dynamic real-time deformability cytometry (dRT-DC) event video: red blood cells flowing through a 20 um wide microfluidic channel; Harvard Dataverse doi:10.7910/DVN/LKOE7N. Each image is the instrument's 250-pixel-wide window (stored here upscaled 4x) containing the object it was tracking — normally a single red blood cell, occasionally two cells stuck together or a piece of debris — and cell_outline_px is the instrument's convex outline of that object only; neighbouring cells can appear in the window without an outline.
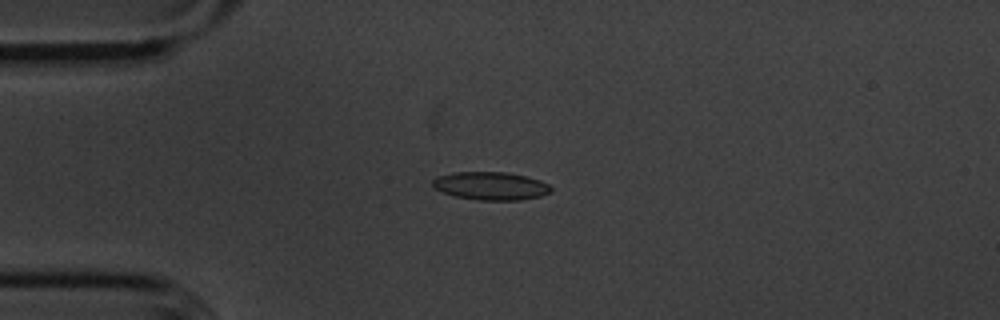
{"species": "common noctule bat (a hibernating species)", "species_latin": "Nyctalus noctula", "temperature_condition": "cold", "stored_images_in_passage": 55, "camera_frame_rate_fps": 3000, "um_per_image_px": 0.085, "animal": {"sex": "male", "body_mass_g": 20.1, "forearm_length_mm": 53.5}, "frame": {"image": 1, "passage_image": 13, "time_ms": 4.0, "image_size_px": [1000, 320], "cell_outline_px": [[552, 192], [540, 196], [520, 200], [476, 200], [456, 196], [432, 188], [432, 180], [436, 176], [452, 172], [504, 172], [524, 176], [540, 180], [548, 184], [552, 188]], "centroid_in_image_um": [41.69, 15.8], "position_along_channel_um": 43.3, "area_um2": 19.42}}
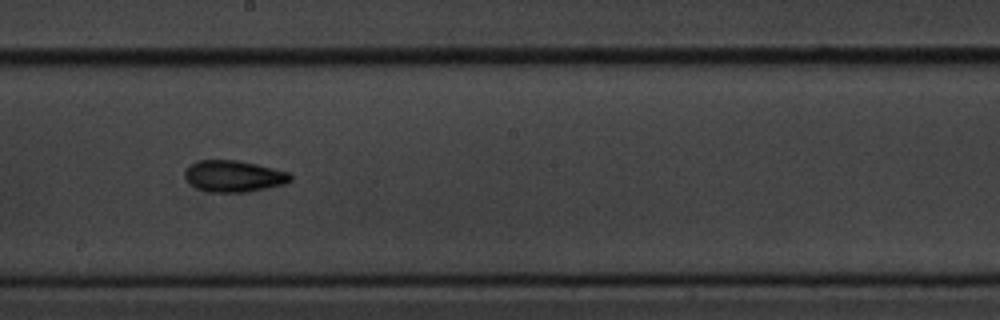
{"frame": {"image": 2, "passage_image": 30, "time_ms": 9.667, "image_size_px": [1000, 320], "cell_outline_px": [[292, 180], [284, 184], [248, 192], [208, 192], [196, 188], [184, 176], [184, 172], [192, 164], [200, 160], [236, 160], [256, 164], [288, 172], [292, 176]], "centroid_in_image_um": [19.88, 14.98], "position_along_channel_um": 228.3, "area_um2": 19.19}}
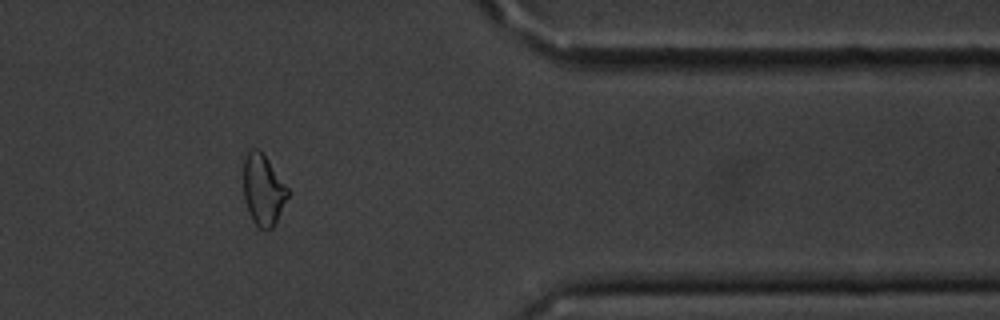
{"frame": {"image": 3, "passage_image": 45, "time_ms": 14.667, "image_size_px": [1000, 320], "cell_outline_px": [[288, 196], [272, 228], [260, 228], [252, 220], [248, 212], [244, 200], [244, 160], [248, 152], [252, 148], [256, 148], [264, 156], [288, 188]], "centroid_in_image_um": [22.34, 16.15], "position_along_channel_um": 389.1, "area_um2": 17.69}, "authors_computed_cell_mechanics": {"area_um2": 18.496, "velocity_mm_per_s": 3.6005, "shape_relaxation_time_tau1_ms": 5.021, "shape_relaxation_time_tau2_ms": 5.1232, "deformation_change_tau1": 0.1066, "deformation_change_tau2": 0.1067}}